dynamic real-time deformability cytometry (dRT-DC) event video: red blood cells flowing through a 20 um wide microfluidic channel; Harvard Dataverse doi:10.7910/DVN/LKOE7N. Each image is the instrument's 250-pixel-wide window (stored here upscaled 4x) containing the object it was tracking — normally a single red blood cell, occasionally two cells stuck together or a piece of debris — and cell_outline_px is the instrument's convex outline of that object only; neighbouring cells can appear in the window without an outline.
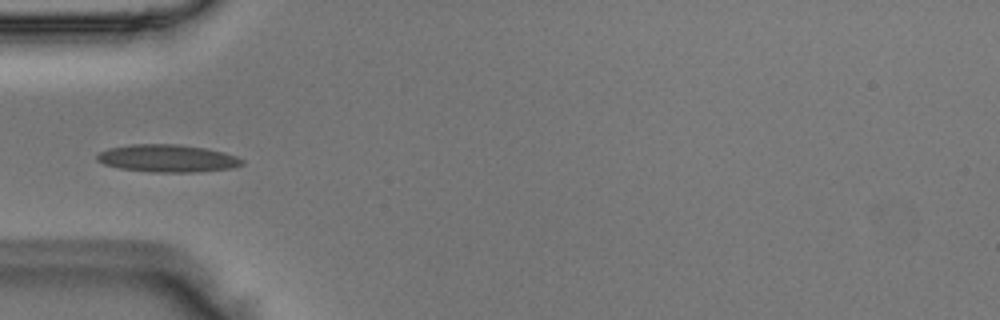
{"species": "Egyptian fruit bat (a non-hibernating species)", "species_latin": "Rousettus aegyptiacus", "temperature_condition": "room temperature", "stored_images_in_passage": 35, "camera_frame_rate_fps": 3000, "um_per_image_px": 0.085, "animal": {"sex": "male"}, "frame": {"image": 1, "passage_image": 1, "time_ms": 0.0, "image_size_px": [1000, 320], "cell_outline_px": [[244, 164], [232, 168], [192, 172], [148, 172], [120, 168], [104, 164], [96, 160], [96, 156], [100, 152], [108, 148], [128, 144], [176, 144], [208, 148], [224, 152], [236, 156], [244, 160]], "centroid_in_image_um": [14.23, 13.45], "position_along_channel_um": 70.8, "area_um2": 23.41}}
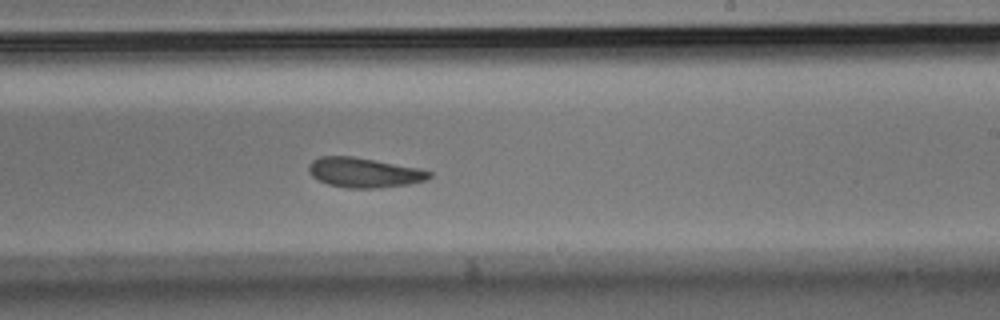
{"frame": {"image": 2, "passage_image": 15, "time_ms": 4.667, "image_size_px": [1000, 320], "cell_outline_px": [[432, 176], [428, 180], [408, 184], [376, 188], [348, 188], [328, 184], [312, 176], [308, 172], [308, 164], [312, 160], [320, 156], [352, 156], [420, 168], [432, 172]], "centroid_in_image_um": [30.95, 14.66], "position_along_channel_um": 258.0, "area_um2": 20.98}}
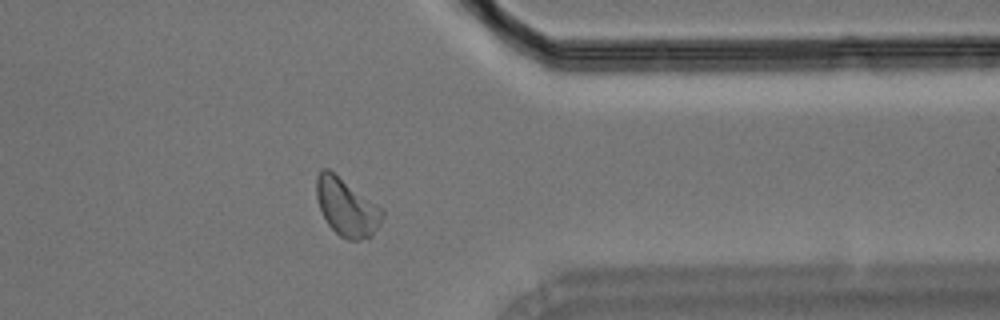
{"frame": {"image": 3, "passage_image": 25, "time_ms": 8.0, "image_size_px": [1000, 320], "cell_outline_px": [[384, 216], [380, 224], [372, 236], [360, 240], [348, 240], [340, 236], [328, 224], [320, 208], [316, 196], [316, 176], [324, 168], [328, 168], [384, 208]], "centroid_in_image_um": [29.5, 17.61], "position_along_channel_um": 381.9, "area_um2": 22.25}}